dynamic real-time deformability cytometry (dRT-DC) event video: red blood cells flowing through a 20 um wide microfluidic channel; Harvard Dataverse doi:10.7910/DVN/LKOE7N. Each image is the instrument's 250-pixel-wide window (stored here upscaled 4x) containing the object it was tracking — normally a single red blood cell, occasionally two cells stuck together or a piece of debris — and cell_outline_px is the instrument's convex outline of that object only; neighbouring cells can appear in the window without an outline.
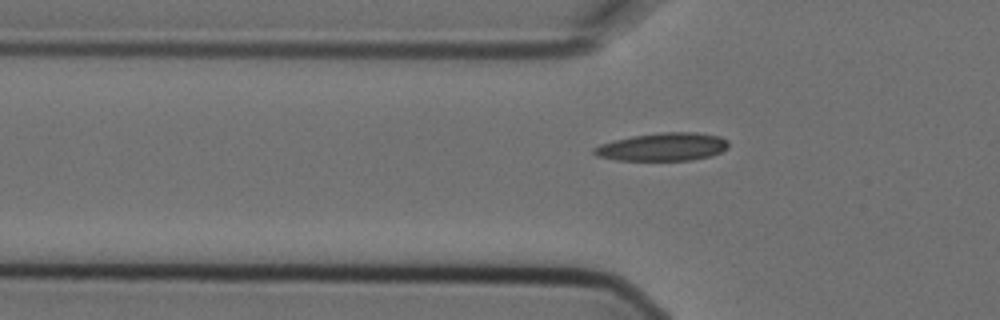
{"species": "Egyptian fruit bat (a non-hibernating species)", "species_latin": "Rousettus aegyptiacus", "temperature_condition": "cold", "stored_images_in_passage": 7, "segment_of_instrument_passage": [2, 2], "camera_frame_rate_fps": 3000, "um_per_image_px": 0.085, "animal": {"sex": "female"}, "frame": {"image": 1, "passage_image": 7, "time_ms": 2.0, "image_size_px": [1000, 320], "cell_outline_px": [[728, 148], [712, 156], [692, 160], [616, 160], [596, 156], [592, 152], [592, 148], [600, 144], [612, 140], [632, 136], [664, 132], [696, 132], [720, 136], [728, 140]], "centroid_in_image_um": [56.33, 12.48], "position_along_channel_um": 69.5, "area_um2": 22.14}}